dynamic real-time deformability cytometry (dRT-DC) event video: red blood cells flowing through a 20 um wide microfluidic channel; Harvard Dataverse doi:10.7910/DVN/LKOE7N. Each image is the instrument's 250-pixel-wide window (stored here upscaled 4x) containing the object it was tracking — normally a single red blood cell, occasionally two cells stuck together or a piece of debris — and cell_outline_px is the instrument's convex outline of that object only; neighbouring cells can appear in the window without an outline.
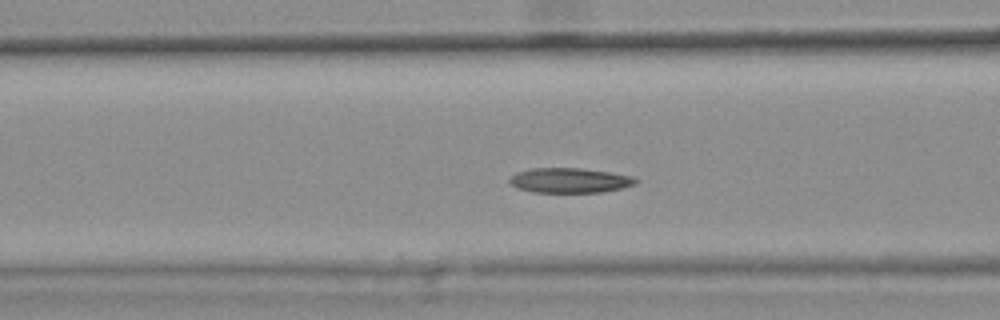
{"species": "common noctule bat (a hibernating species)", "species_latin": "Nyctalus noctula", "temperature_condition": "warm", "stored_images_in_passage": 43, "camera_frame_rate_fps": 3000, "um_per_image_px": 0.085, "animal": {"sex": "female", "body_mass_g": 25.1}, "frame": {"image": 1, "passage_image": 19, "time_ms": 6.0, "image_size_px": [1000, 320], "cell_outline_px": [[640, 180], [636, 184], [620, 188], [600, 192], [532, 192], [508, 184], [508, 180], [516, 172], [532, 168], [580, 168], [608, 172], [632, 176]], "centroid_in_image_um": [48.41, 15.33], "position_along_channel_um": 118.2, "area_um2": 18.21}, "authors_computed_cell_mechanics": {"area_um2": 18.7272, "velocity_mm_per_s": 3.7771, "shape_relaxation_time_tau1_ms": 8.4939, "shape_relaxation_time_tau2_ms": 8.1712, "deformation_change_tau1": 0.1428, "deformation_change_tau2": 0.1442}}